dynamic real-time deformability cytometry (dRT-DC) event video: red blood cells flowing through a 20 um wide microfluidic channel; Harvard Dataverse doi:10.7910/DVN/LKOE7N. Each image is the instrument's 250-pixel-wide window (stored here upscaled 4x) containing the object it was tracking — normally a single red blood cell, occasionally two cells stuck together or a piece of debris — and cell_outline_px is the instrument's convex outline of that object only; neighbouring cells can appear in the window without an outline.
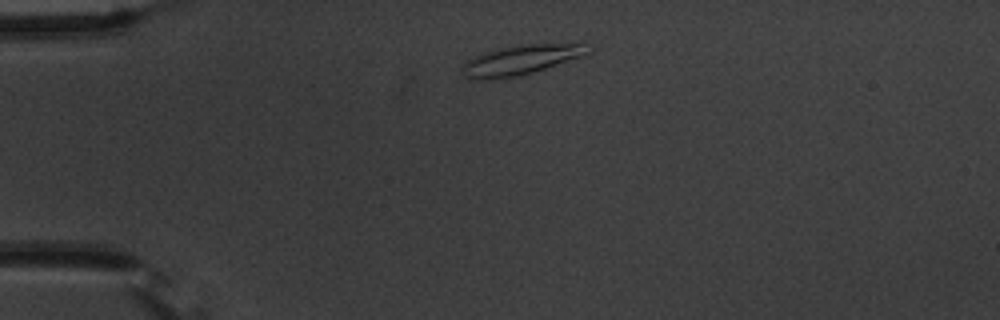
{"species": "common noctule bat (a hibernating species)", "species_latin": "Nyctalus noctula", "temperature_condition": "warm", "stored_images_in_passage": 43, "camera_frame_rate_fps": 3000, "um_per_image_px": 0.085, "animal": {"sex": "male", "body_mass_g": 20.1, "forearm_length_mm": 53.5}, "frame": {"image": 1, "passage_image": 1, "time_ms": 0.0, "image_size_px": [1000, 320], "cell_outline_px": [[588, 52], [580, 56], [544, 68], [516, 76], [484, 80], [472, 80], [460, 76], [460, 68], [464, 60], [484, 52], [500, 48], [524, 44], [580, 40], [588, 40]], "centroid_in_image_um": [44.26, 5.04], "position_along_channel_um": 40.7, "area_um2": 22.54}}
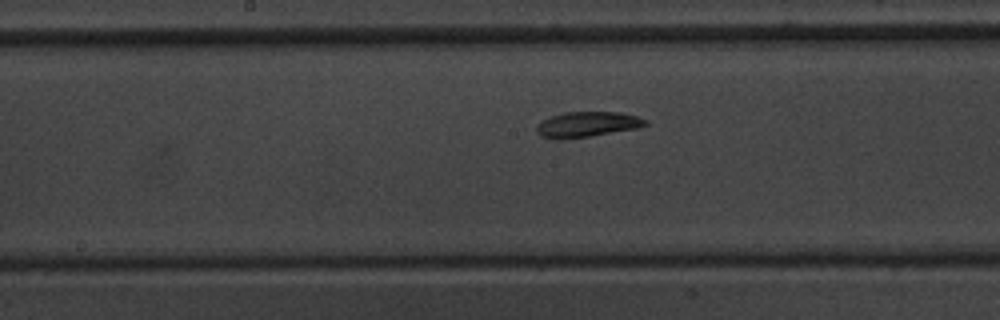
{"frame": {"image": 2, "passage_image": 17, "time_ms": 5.333, "image_size_px": [1000, 320], "cell_outline_px": [[648, 124], [636, 128], [564, 140], [556, 140], [540, 136], [536, 132], [536, 124], [540, 120], [564, 112], [620, 112], [636, 116], [648, 120]], "centroid_in_image_um": [49.83, 10.58], "position_along_channel_um": 198.4, "area_um2": 16.18}}
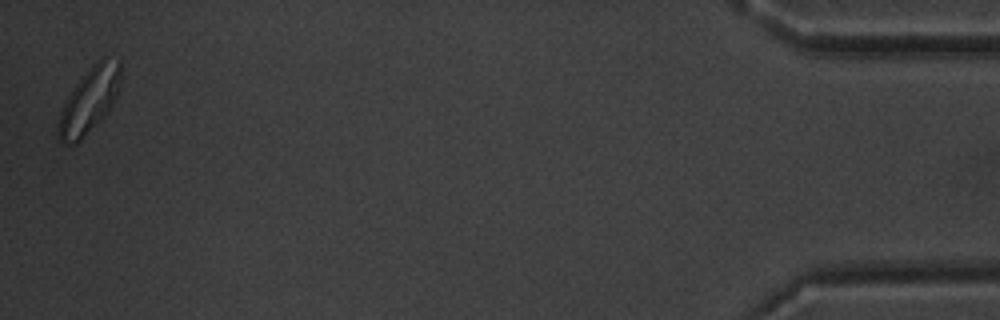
{"frame": {"image": 3, "passage_image": 43, "time_ms": 14.0, "image_size_px": [1000, 320], "cell_outline_px": [[120, 88], [108, 112], [76, 144], [64, 144], [60, 140], [56, 132], [60, 112], [68, 96], [76, 84], [100, 56], [104, 56], [120, 60]], "centroid_in_image_um": [7.6, 8.52], "position_along_channel_um": 427.6, "area_um2": 23.58}, "authors_computed_cell_mechanics": {"area_um2": 16.2996, "velocity_mm_per_s": 3.6188, "shape_relaxation_time_tau1_ms": 11.1989, "shape_relaxation_time_tau2_ms": 3.561, "deformation_change_tau1": 0.2211, "deformation_change_tau2": 0.0901}}